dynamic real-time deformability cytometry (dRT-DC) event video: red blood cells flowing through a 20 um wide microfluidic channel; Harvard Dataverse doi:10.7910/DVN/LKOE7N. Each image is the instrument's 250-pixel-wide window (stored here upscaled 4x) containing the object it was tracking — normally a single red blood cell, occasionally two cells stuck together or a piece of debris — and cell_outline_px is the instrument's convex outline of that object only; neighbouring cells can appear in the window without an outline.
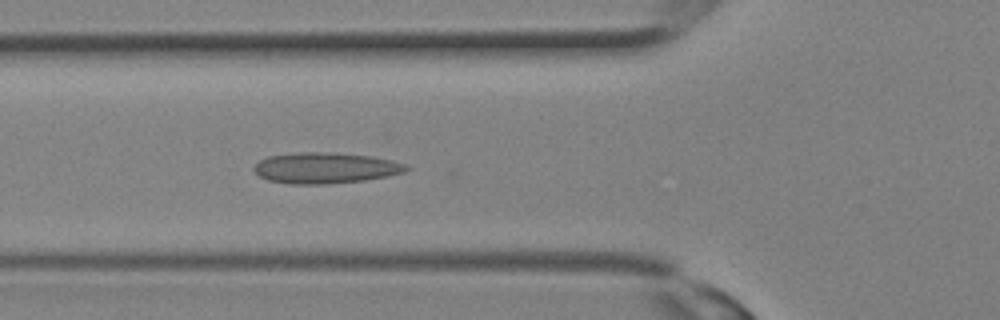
{"species": "Egyptian fruit bat (a non-hibernating species)", "species_latin": "Rousettus aegyptiacus", "temperature_condition": "room temperature", "stored_images_in_passage": 9, "camera_frame_rate_fps": 3000, "um_per_image_px": 0.085, "animal": {"sex": "female"}, "frame": {"image": 1, "passage_image": 9, "time_ms": 2.667, "image_size_px": [1000, 320], "cell_outline_px": [[412, 168], [404, 172], [364, 180], [328, 184], [288, 184], [268, 180], [260, 176], [252, 168], [260, 160], [268, 156], [300, 152], [332, 152], [372, 156], [392, 160], [408, 164]], "centroid_in_image_um": [27.68, 14.27], "position_along_channel_um": 98.1, "area_um2": 27.51}}